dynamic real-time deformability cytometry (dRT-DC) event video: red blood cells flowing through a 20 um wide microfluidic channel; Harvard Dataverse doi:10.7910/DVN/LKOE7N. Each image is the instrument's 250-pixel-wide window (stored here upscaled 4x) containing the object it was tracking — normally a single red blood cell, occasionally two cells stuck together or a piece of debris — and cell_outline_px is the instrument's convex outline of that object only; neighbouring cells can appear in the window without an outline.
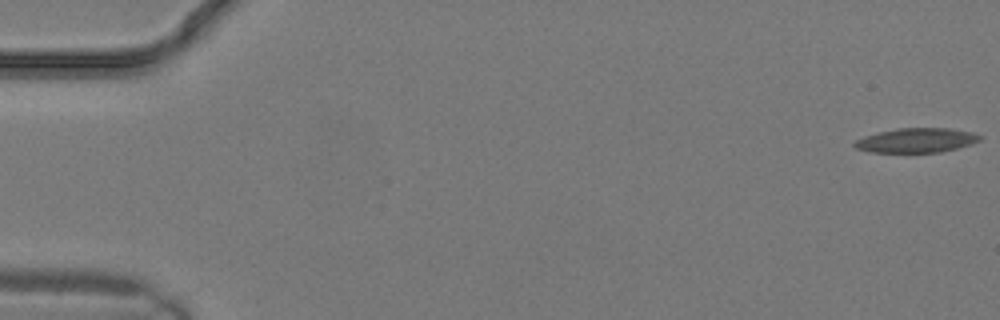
{"species": "common noctule bat (a hibernating species)", "species_latin": "Nyctalus noctula", "temperature_condition": "warm", "stored_images_in_passage": 19, "camera_frame_rate_fps": 3000, "um_per_image_px": 0.085, "animal": {"sex": "male", "body_mass_g": 19.2, "forearm_length_mm": 51.8}, "frame": {"image": 1, "passage_image": 1, "time_ms": 0.0, "image_size_px": [1000, 320], "cell_outline_px": [[984, 136], [980, 140], [972, 144], [940, 152], [868, 152], [856, 148], [852, 144], [856, 140], [864, 136], [896, 128], [948, 128], [972, 132]], "centroid_in_image_um": [77.9, 11.92], "position_along_channel_um": 7.1, "area_um2": 17.86}}
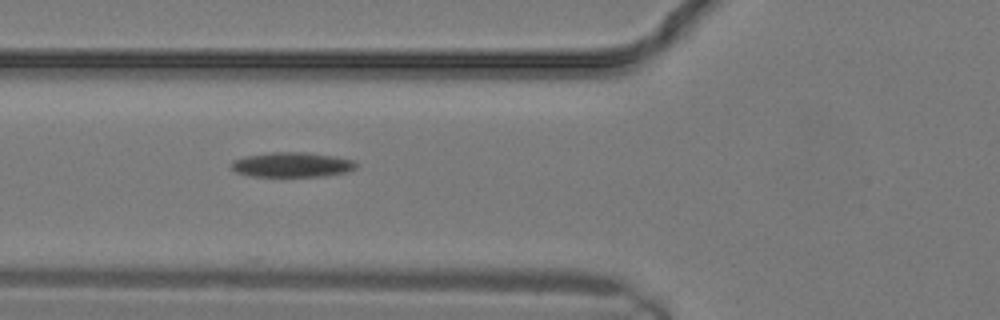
{"frame": {"image": 2, "passage_image": 11, "time_ms": 3.333, "image_size_px": [1000, 320], "cell_outline_px": [[356, 168], [348, 172], [324, 176], [248, 176], [236, 172], [232, 168], [232, 160], [244, 156], [272, 152], [304, 152], [332, 156], [352, 160], [356, 164]], "centroid_in_image_um": [24.79, 14.0], "position_along_channel_um": 101.0, "area_um2": 17.98}}
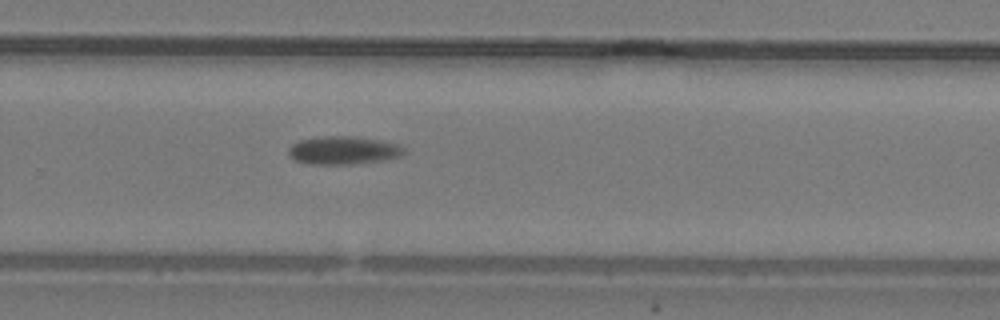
{"frame": {"image": 3, "passage_image": 19, "time_ms": 6.0, "image_size_px": [1000, 320], "cell_outline_px": [[408, 152], [400, 156], [384, 160], [352, 164], [304, 164], [288, 156], [288, 148], [292, 144], [300, 140], [320, 136], [356, 136], [380, 140], [400, 144]], "centroid_in_image_um": [29.19, 12.77], "position_along_channel_um": 300.6, "area_um2": 19.25}}